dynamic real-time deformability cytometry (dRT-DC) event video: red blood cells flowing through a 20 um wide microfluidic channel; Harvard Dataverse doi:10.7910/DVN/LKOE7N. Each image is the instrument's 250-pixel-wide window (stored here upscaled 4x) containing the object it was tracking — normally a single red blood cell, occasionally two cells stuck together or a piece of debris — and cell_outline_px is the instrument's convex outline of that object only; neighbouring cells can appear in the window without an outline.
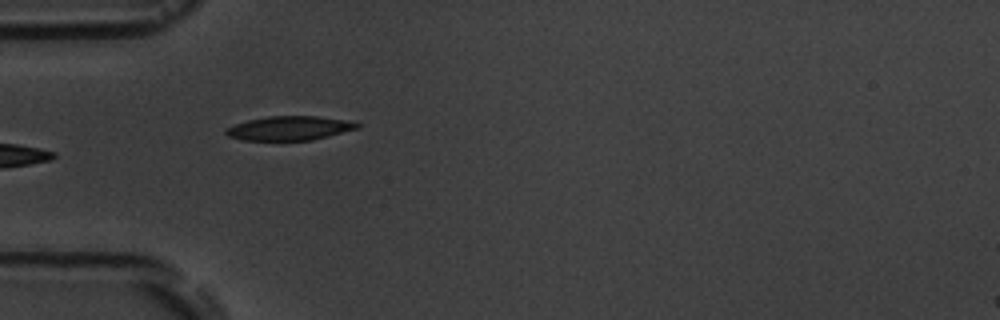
{"species": "common noctule bat (a hibernating species)", "species_latin": "Nyctalus noctula", "temperature_condition": "room temperature", "stored_images_in_passage": 8, "camera_frame_rate_fps": 3000, "um_per_image_px": 0.085, "animal": {"sex": "male", "body_mass_g": 19.5, "forearm_length_mm": 54.6}, "frame": {"image": 1, "passage_image": 4, "time_ms": 3.333, "image_size_px": [1000, 320], "cell_outline_px": [[360, 128], [312, 140], [244, 140], [228, 136], [224, 132], [228, 128], [236, 124], [248, 120], [268, 116], [316, 116], [356, 120], [360, 124]], "centroid_in_image_um": [24.7, 10.88], "position_along_channel_um": 60.3, "area_um2": 18.55}}
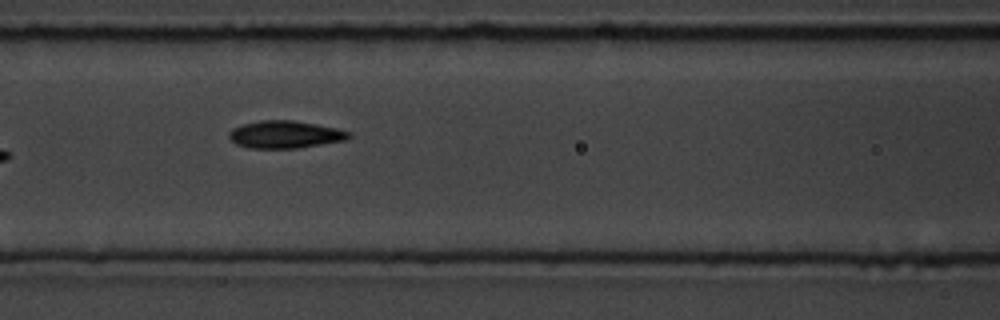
{"frame": {"image": 2, "passage_image": 6, "time_ms": 5.667, "image_size_px": [1000, 320], "cell_outline_px": [[352, 136], [348, 140], [296, 148], [248, 148], [236, 144], [228, 136], [228, 132], [232, 128], [244, 124], [260, 120], [292, 120], [316, 124], [336, 128], [352, 132]], "centroid_in_image_um": [24.25, 11.43], "position_along_channel_um": 142.3, "area_um2": 19.25}}
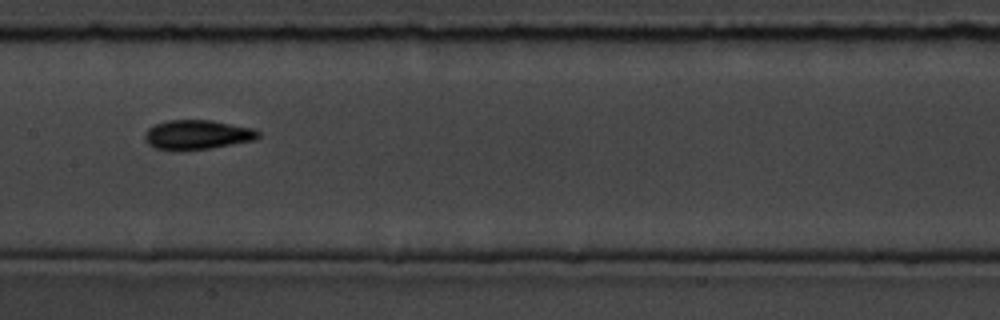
{"frame": {"image": 3, "passage_image": 7, "time_ms": 7.0, "image_size_px": [1000, 320], "cell_outline_px": [[260, 136], [256, 140], [212, 148], [184, 152], [180, 152], [156, 148], [148, 144], [144, 140], [144, 132], [148, 128], [156, 124], [168, 120], [212, 120], [252, 128], [260, 132]], "centroid_in_image_um": [16.75, 11.47], "position_along_channel_um": 190.7, "area_um2": 19.94}}